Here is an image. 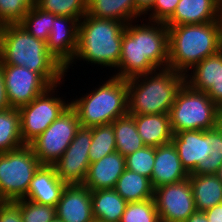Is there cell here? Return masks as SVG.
I'll use <instances>...</instances> for the list:
<instances>
[{
    "mask_svg": "<svg viewBox=\"0 0 222 222\" xmlns=\"http://www.w3.org/2000/svg\"><path fill=\"white\" fill-rule=\"evenodd\" d=\"M115 151L116 142L112 124L92 127V141L88 152L90 163Z\"/></svg>",
    "mask_w": 222,
    "mask_h": 222,
    "instance_id": "cell-32",
    "label": "cell"
},
{
    "mask_svg": "<svg viewBox=\"0 0 222 222\" xmlns=\"http://www.w3.org/2000/svg\"><path fill=\"white\" fill-rule=\"evenodd\" d=\"M137 22L139 20L126 24L119 65L116 68L118 71L112 74L114 77L129 79L157 70L149 60H141L140 24H136Z\"/></svg>",
    "mask_w": 222,
    "mask_h": 222,
    "instance_id": "cell-13",
    "label": "cell"
},
{
    "mask_svg": "<svg viewBox=\"0 0 222 222\" xmlns=\"http://www.w3.org/2000/svg\"><path fill=\"white\" fill-rule=\"evenodd\" d=\"M137 131L145 146L158 147L172 142L174 135L169 113L133 115Z\"/></svg>",
    "mask_w": 222,
    "mask_h": 222,
    "instance_id": "cell-21",
    "label": "cell"
},
{
    "mask_svg": "<svg viewBox=\"0 0 222 222\" xmlns=\"http://www.w3.org/2000/svg\"><path fill=\"white\" fill-rule=\"evenodd\" d=\"M126 80L130 115L166 114L185 83V75L164 68Z\"/></svg>",
    "mask_w": 222,
    "mask_h": 222,
    "instance_id": "cell-3",
    "label": "cell"
},
{
    "mask_svg": "<svg viewBox=\"0 0 222 222\" xmlns=\"http://www.w3.org/2000/svg\"><path fill=\"white\" fill-rule=\"evenodd\" d=\"M185 222H209L205 212L203 211H195L192 213Z\"/></svg>",
    "mask_w": 222,
    "mask_h": 222,
    "instance_id": "cell-43",
    "label": "cell"
},
{
    "mask_svg": "<svg viewBox=\"0 0 222 222\" xmlns=\"http://www.w3.org/2000/svg\"><path fill=\"white\" fill-rule=\"evenodd\" d=\"M206 94L220 109H222V76L212 85Z\"/></svg>",
    "mask_w": 222,
    "mask_h": 222,
    "instance_id": "cell-40",
    "label": "cell"
},
{
    "mask_svg": "<svg viewBox=\"0 0 222 222\" xmlns=\"http://www.w3.org/2000/svg\"><path fill=\"white\" fill-rule=\"evenodd\" d=\"M55 17V14L45 12L33 5L19 24L36 39L46 42Z\"/></svg>",
    "mask_w": 222,
    "mask_h": 222,
    "instance_id": "cell-31",
    "label": "cell"
},
{
    "mask_svg": "<svg viewBox=\"0 0 222 222\" xmlns=\"http://www.w3.org/2000/svg\"><path fill=\"white\" fill-rule=\"evenodd\" d=\"M126 202L145 201L154 198L150 179L125 169L113 188Z\"/></svg>",
    "mask_w": 222,
    "mask_h": 222,
    "instance_id": "cell-28",
    "label": "cell"
},
{
    "mask_svg": "<svg viewBox=\"0 0 222 222\" xmlns=\"http://www.w3.org/2000/svg\"><path fill=\"white\" fill-rule=\"evenodd\" d=\"M168 27V68L185 75L222 49L216 21Z\"/></svg>",
    "mask_w": 222,
    "mask_h": 222,
    "instance_id": "cell-4",
    "label": "cell"
},
{
    "mask_svg": "<svg viewBox=\"0 0 222 222\" xmlns=\"http://www.w3.org/2000/svg\"><path fill=\"white\" fill-rule=\"evenodd\" d=\"M180 0H155L152 7L143 15L146 20L166 23L176 10ZM149 12V13H148ZM148 15V19L147 16Z\"/></svg>",
    "mask_w": 222,
    "mask_h": 222,
    "instance_id": "cell-38",
    "label": "cell"
},
{
    "mask_svg": "<svg viewBox=\"0 0 222 222\" xmlns=\"http://www.w3.org/2000/svg\"><path fill=\"white\" fill-rule=\"evenodd\" d=\"M216 23H217L218 32H219V38L222 43V1H219V4H218V10L216 14Z\"/></svg>",
    "mask_w": 222,
    "mask_h": 222,
    "instance_id": "cell-45",
    "label": "cell"
},
{
    "mask_svg": "<svg viewBox=\"0 0 222 222\" xmlns=\"http://www.w3.org/2000/svg\"><path fill=\"white\" fill-rule=\"evenodd\" d=\"M221 76L222 49L218 53L206 57L185 73V83L192 89L206 93Z\"/></svg>",
    "mask_w": 222,
    "mask_h": 222,
    "instance_id": "cell-23",
    "label": "cell"
},
{
    "mask_svg": "<svg viewBox=\"0 0 222 222\" xmlns=\"http://www.w3.org/2000/svg\"><path fill=\"white\" fill-rule=\"evenodd\" d=\"M222 164V123L216 128L203 130L202 162L191 173L194 175L216 174Z\"/></svg>",
    "mask_w": 222,
    "mask_h": 222,
    "instance_id": "cell-27",
    "label": "cell"
},
{
    "mask_svg": "<svg viewBox=\"0 0 222 222\" xmlns=\"http://www.w3.org/2000/svg\"><path fill=\"white\" fill-rule=\"evenodd\" d=\"M0 222H22L20 200L0 201Z\"/></svg>",
    "mask_w": 222,
    "mask_h": 222,
    "instance_id": "cell-39",
    "label": "cell"
},
{
    "mask_svg": "<svg viewBox=\"0 0 222 222\" xmlns=\"http://www.w3.org/2000/svg\"><path fill=\"white\" fill-rule=\"evenodd\" d=\"M155 161V147L145 146L125 156L126 169L151 178Z\"/></svg>",
    "mask_w": 222,
    "mask_h": 222,
    "instance_id": "cell-35",
    "label": "cell"
},
{
    "mask_svg": "<svg viewBox=\"0 0 222 222\" xmlns=\"http://www.w3.org/2000/svg\"><path fill=\"white\" fill-rule=\"evenodd\" d=\"M155 0H135L136 8L142 13L145 14L153 5Z\"/></svg>",
    "mask_w": 222,
    "mask_h": 222,
    "instance_id": "cell-44",
    "label": "cell"
},
{
    "mask_svg": "<svg viewBox=\"0 0 222 222\" xmlns=\"http://www.w3.org/2000/svg\"><path fill=\"white\" fill-rule=\"evenodd\" d=\"M4 81L3 64L0 62V111L11 109Z\"/></svg>",
    "mask_w": 222,
    "mask_h": 222,
    "instance_id": "cell-41",
    "label": "cell"
},
{
    "mask_svg": "<svg viewBox=\"0 0 222 222\" xmlns=\"http://www.w3.org/2000/svg\"><path fill=\"white\" fill-rule=\"evenodd\" d=\"M79 20L72 17L56 16L46 46L48 52L66 68L73 60L78 38Z\"/></svg>",
    "mask_w": 222,
    "mask_h": 222,
    "instance_id": "cell-14",
    "label": "cell"
},
{
    "mask_svg": "<svg viewBox=\"0 0 222 222\" xmlns=\"http://www.w3.org/2000/svg\"><path fill=\"white\" fill-rule=\"evenodd\" d=\"M51 222H64V221L56 216Z\"/></svg>",
    "mask_w": 222,
    "mask_h": 222,
    "instance_id": "cell-47",
    "label": "cell"
},
{
    "mask_svg": "<svg viewBox=\"0 0 222 222\" xmlns=\"http://www.w3.org/2000/svg\"><path fill=\"white\" fill-rule=\"evenodd\" d=\"M35 0H0V26L20 23Z\"/></svg>",
    "mask_w": 222,
    "mask_h": 222,
    "instance_id": "cell-36",
    "label": "cell"
},
{
    "mask_svg": "<svg viewBox=\"0 0 222 222\" xmlns=\"http://www.w3.org/2000/svg\"><path fill=\"white\" fill-rule=\"evenodd\" d=\"M92 141V127L77 131L64 154L53 164L57 176L67 185L83 184L90 161L89 149Z\"/></svg>",
    "mask_w": 222,
    "mask_h": 222,
    "instance_id": "cell-10",
    "label": "cell"
},
{
    "mask_svg": "<svg viewBox=\"0 0 222 222\" xmlns=\"http://www.w3.org/2000/svg\"><path fill=\"white\" fill-rule=\"evenodd\" d=\"M204 212L209 222H222V203Z\"/></svg>",
    "mask_w": 222,
    "mask_h": 222,
    "instance_id": "cell-42",
    "label": "cell"
},
{
    "mask_svg": "<svg viewBox=\"0 0 222 222\" xmlns=\"http://www.w3.org/2000/svg\"><path fill=\"white\" fill-rule=\"evenodd\" d=\"M102 82L80 98H70V106L76 111L83 128L112 124L128 113L127 80L109 76Z\"/></svg>",
    "mask_w": 222,
    "mask_h": 222,
    "instance_id": "cell-5",
    "label": "cell"
},
{
    "mask_svg": "<svg viewBox=\"0 0 222 222\" xmlns=\"http://www.w3.org/2000/svg\"><path fill=\"white\" fill-rule=\"evenodd\" d=\"M61 84L50 86L29 104L18 108L21 138L24 144L29 145L70 106L68 100L66 103V100L57 94L59 91L56 88L61 87Z\"/></svg>",
    "mask_w": 222,
    "mask_h": 222,
    "instance_id": "cell-8",
    "label": "cell"
},
{
    "mask_svg": "<svg viewBox=\"0 0 222 222\" xmlns=\"http://www.w3.org/2000/svg\"><path fill=\"white\" fill-rule=\"evenodd\" d=\"M219 0H180L166 26L205 24L216 21Z\"/></svg>",
    "mask_w": 222,
    "mask_h": 222,
    "instance_id": "cell-20",
    "label": "cell"
},
{
    "mask_svg": "<svg viewBox=\"0 0 222 222\" xmlns=\"http://www.w3.org/2000/svg\"><path fill=\"white\" fill-rule=\"evenodd\" d=\"M215 175L222 181V164Z\"/></svg>",
    "mask_w": 222,
    "mask_h": 222,
    "instance_id": "cell-46",
    "label": "cell"
},
{
    "mask_svg": "<svg viewBox=\"0 0 222 222\" xmlns=\"http://www.w3.org/2000/svg\"><path fill=\"white\" fill-rule=\"evenodd\" d=\"M66 185L57 176L53 166L41 165L33 175L24 199L56 207Z\"/></svg>",
    "mask_w": 222,
    "mask_h": 222,
    "instance_id": "cell-18",
    "label": "cell"
},
{
    "mask_svg": "<svg viewBox=\"0 0 222 222\" xmlns=\"http://www.w3.org/2000/svg\"><path fill=\"white\" fill-rule=\"evenodd\" d=\"M141 20V60H149L157 69L168 68V27L165 23Z\"/></svg>",
    "mask_w": 222,
    "mask_h": 222,
    "instance_id": "cell-16",
    "label": "cell"
},
{
    "mask_svg": "<svg viewBox=\"0 0 222 222\" xmlns=\"http://www.w3.org/2000/svg\"><path fill=\"white\" fill-rule=\"evenodd\" d=\"M197 211H206L222 203V181L215 174L189 175Z\"/></svg>",
    "mask_w": 222,
    "mask_h": 222,
    "instance_id": "cell-24",
    "label": "cell"
},
{
    "mask_svg": "<svg viewBox=\"0 0 222 222\" xmlns=\"http://www.w3.org/2000/svg\"><path fill=\"white\" fill-rule=\"evenodd\" d=\"M126 23L111 19H99L85 15L79 21L77 48L72 62L65 68V72L76 64L75 61H86L96 64L100 68H113L119 65L122 38ZM71 66V67H70Z\"/></svg>",
    "mask_w": 222,
    "mask_h": 222,
    "instance_id": "cell-2",
    "label": "cell"
},
{
    "mask_svg": "<svg viewBox=\"0 0 222 222\" xmlns=\"http://www.w3.org/2000/svg\"><path fill=\"white\" fill-rule=\"evenodd\" d=\"M7 97L12 108L29 104L51 85L37 72L16 65H3Z\"/></svg>",
    "mask_w": 222,
    "mask_h": 222,
    "instance_id": "cell-12",
    "label": "cell"
},
{
    "mask_svg": "<svg viewBox=\"0 0 222 222\" xmlns=\"http://www.w3.org/2000/svg\"><path fill=\"white\" fill-rule=\"evenodd\" d=\"M120 222H160L154 198L127 202Z\"/></svg>",
    "mask_w": 222,
    "mask_h": 222,
    "instance_id": "cell-34",
    "label": "cell"
},
{
    "mask_svg": "<svg viewBox=\"0 0 222 222\" xmlns=\"http://www.w3.org/2000/svg\"><path fill=\"white\" fill-rule=\"evenodd\" d=\"M41 163L30 145L0 154V201H17L27 195Z\"/></svg>",
    "mask_w": 222,
    "mask_h": 222,
    "instance_id": "cell-7",
    "label": "cell"
},
{
    "mask_svg": "<svg viewBox=\"0 0 222 222\" xmlns=\"http://www.w3.org/2000/svg\"><path fill=\"white\" fill-rule=\"evenodd\" d=\"M35 6L56 16L72 17L79 21L87 14V0H35Z\"/></svg>",
    "mask_w": 222,
    "mask_h": 222,
    "instance_id": "cell-33",
    "label": "cell"
},
{
    "mask_svg": "<svg viewBox=\"0 0 222 222\" xmlns=\"http://www.w3.org/2000/svg\"><path fill=\"white\" fill-rule=\"evenodd\" d=\"M125 169V157L115 151L90 163L83 185L91 191L113 189Z\"/></svg>",
    "mask_w": 222,
    "mask_h": 222,
    "instance_id": "cell-19",
    "label": "cell"
},
{
    "mask_svg": "<svg viewBox=\"0 0 222 222\" xmlns=\"http://www.w3.org/2000/svg\"><path fill=\"white\" fill-rule=\"evenodd\" d=\"M189 175L172 142L155 147V161L150 178L153 189L162 185L181 182L187 179Z\"/></svg>",
    "mask_w": 222,
    "mask_h": 222,
    "instance_id": "cell-17",
    "label": "cell"
},
{
    "mask_svg": "<svg viewBox=\"0 0 222 222\" xmlns=\"http://www.w3.org/2000/svg\"><path fill=\"white\" fill-rule=\"evenodd\" d=\"M154 200L160 222H185L197 211L189 178L154 189Z\"/></svg>",
    "mask_w": 222,
    "mask_h": 222,
    "instance_id": "cell-11",
    "label": "cell"
},
{
    "mask_svg": "<svg viewBox=\"0 0 222 222\" xmlns=\"http://www.w3.org/2000/svg\"><path fill=\"white\" fill-rule=\"evenodd\" d=\"M180 161L185 170L191 174L202 162L203 130L177 132L172 137Z\"/></svg>",
    "mask_w": 222,
    "mask_h": 222,
    "instance_id": "cell-26",
    "label": "cell"
},
{
    "mask_svg": "<svg viewBox=\"0 0 222 222\" xmlns=\"http://www.w3.org/2000/svg\"><path fill=\"white\" fill-rule=\"evenodd\" d=\"M95 222H120L127 202L114 189L91 191Z\"/></svg>",
    "mask_w": 222,
    "mask_h": 222,
    "instance_id": "cell-25",
    "label": "cell"
},
{
    "mask_svg": "<svg viewBox=\"0 0 222 222\" xmlns=\"http://www.w3.org/2000/svg\"><path fill=\"white\" fill-rule=\"evenodd\" d=\"M22 222H51L56 217V207L20 199Z\"/></svg>",
    "mask_w": 222,
    "mask_h": 222,
    "instance_id": "cell-37",
    "label": "cell"
},
{
    "mask_svg": "<svg viewBox=\"0 0 222 222\" xmlns=\"http://www.w3.org/2000/svg\"><path fill=\"white\" fill-rule=\"evenodd\" d=\"M115 134L116 151L124 157L145 147L138 134L134 116L127 113L117 118L113 123Z\"/></svg>",
    "mask_w": 222,
    "mask_h": 222,
    "instance_id": "cell-29",
    "label": "cell"
},
{
    "mask_svg": "<svg viewBox=\"0 0 222 222\" xmlns=\"http://www.w3.org/2000/svg\"><path fill=\"white\" fill-rule=\"evenodd\" d=\"M80 127L76 111L69 106L29 144L41 165L53 166L64 154Z\"/></svg>",
    "mask_w": 222,
    "mask_h": 222,
    "instance_id": "cell-9",
    "label": "cell"
},
{
    "mask_svg": "<svg viewBox=\"0 0 222 222\" xmlns=\"http://www.w3.org/2000/svg\"><path fill=\"white\" fill-rule=\"evenodd\" d=\"M87 15L126 24L143 18L135 0H87Z\"/></svg>",
    "mask_w": 222,
    "mask_h": 222,
    "instance_id": "cell-22",
    "label": "cell"
},
{
    "mask_svg": "<svg viewBox=\"0 0 222 222\" xmlns=\"http://www.w3.org/2000/svg\"><path fill=\"white\" fill-rule=\"evenodd\" d=\"M169 116L174 134L210 130L221 123V109L205 92L192 89L186 83L178 91Z\"/></svg>",
    "mask_w": 222,
    "mask_h": 222,
    "instance_id": "cell-6",
    "label": "cell"
},
{
    "mask_svg": "<svg viewBox=\"0 0 222 222\" xmlns=\"http://www.w3.org/2000/svg\"><path fill=\"white\" fill-rule=\"evenodd\" d=\"M23 145L18 108L0 111V154Z\"/></svg>",
    "mask_w": 222,
    "mask_h": 222,
    "instance_id": "cell-30",
    "label": "cell"
},
{
    "mask_svg": "<svg viewBox=\"0 0 222 222\" xmlns=\"http://www.w3.org/2000/svg\"><path fill=\"white\" fill-rule=\"evenodd\" d=\"M56 216L64 222H95L91 190L83 184L66 185L56 206Z\"/></svg>",
    "mask_w": 222,
    "mask_h": 222,
    "instance_id": "cell-15",
    "label": "cell"
},
{
    "mask_svg": "<svg viewBox=\"0 0 222 222\" xmlns=\"http://www.w3.org/2000/svg\"><path fill=\"white\" fill-rule=\"evenodd\" d=\"M0 62L35 71L51 86L65 81L67 75L48 52L46 42L36 39L19 23L0 26Z\"/></svg>",
    "mask_w": 222,
    "mask_h": 222,
    "instance_id": "cell-1",
    "label": "cell"
}]
</instances>
